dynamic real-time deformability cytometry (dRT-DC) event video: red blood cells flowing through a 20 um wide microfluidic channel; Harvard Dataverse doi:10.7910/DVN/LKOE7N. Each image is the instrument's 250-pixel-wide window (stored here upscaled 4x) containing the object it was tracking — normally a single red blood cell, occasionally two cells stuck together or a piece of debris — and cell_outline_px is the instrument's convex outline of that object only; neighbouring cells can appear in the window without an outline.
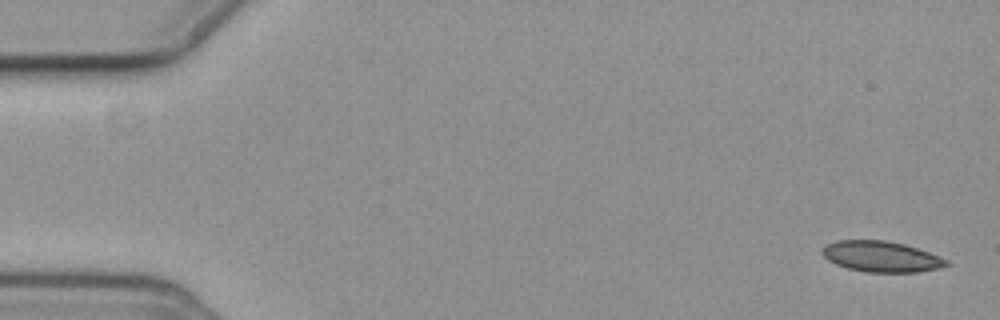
{"species": "common noctule bat (a hibernating species)", "species_latin": "Nyctalus noctula", "temperature_condition": "cold", "stored_images_in_passage": 15, "camera_frame_rate_fps": 3000, "um_per_image_px": 0.085, "animal": {"sex": "female", "body_mass_g": 19.3, "forearm_length_mm": 54.1}, "frame": {"image": 1, "passage_image": 1, "time_ms": 0.0, "image_size_px": [1000, 320], "cell_outline_px": [[952, 264], [940, 268], [916, 272], [868, 272], [848, 268], [836, 264], [828, 260], [820, 252], [820, 248], [836, 240], [884, 240], [904, 244], [928, 252], [948, 260]], "centroid_in_image_um": [74.89, 21.8], "position_along_channel_um": 10.1, "area_um2": 22.25}}
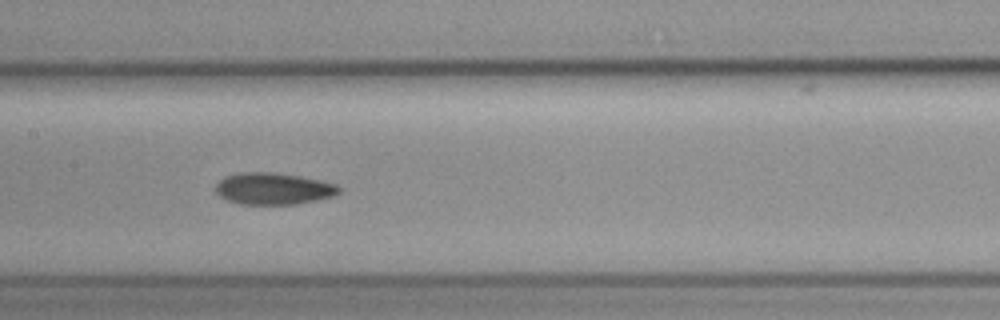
{"frame": {"image": 2, "passage_image": 8, "time_ms": 9.0, "image_size_px": [1000, 320], "cell_outline_px": [[340, 192], [336, 196], [296, 204], [240, 204], [224, 200], [216, 192], [216, 184], [224, 176], [240, 172], [272, 172], [300, 176], [320, 180], [336, 184], [340, 188]], "centroid_in_image_um": [23.23, 16.03], "position_along_channel_um": 184.2, "area_um2": 23.0}}
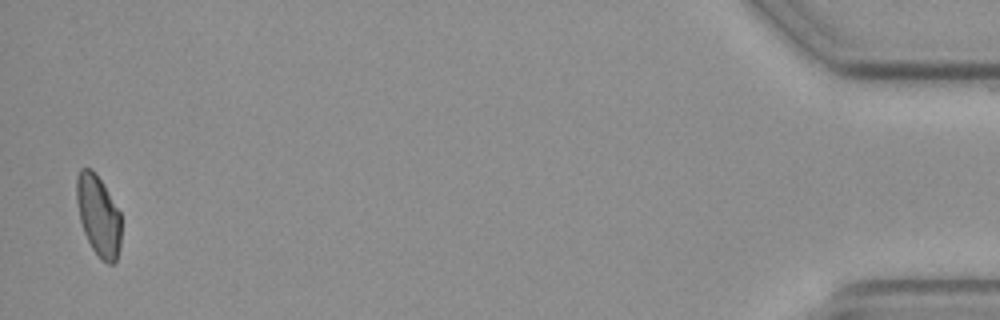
{"frame": {"image": 3, "passage_image": 15, "time_ms": 18.667, "image_size_px": [1000, 320], "cell_outline_px": [[120, 248], [116, 260], [112, 264], [108, 264], [100, 260], [92, 248], [84, 232], [80, 220], [76, 200], [76, 176], [80, 168], [92, 168], [96, 172], [120, 212]], "centroid_in_image_um": [8.35, 18.31], "position_along_channel_um": 426.9, "area_um2": 21.1}, "authors_computed_cell_mechanics": {"area_um2": 22.6576, "velocity_mm_per_s": 3.5183, "shape_relaxation_time_tau1_ms": 2.631, "shape_relaxation_time_tau2_ms": null, "deformation_change_tau1": 0.0706, "deformation_change_tau2": null}}